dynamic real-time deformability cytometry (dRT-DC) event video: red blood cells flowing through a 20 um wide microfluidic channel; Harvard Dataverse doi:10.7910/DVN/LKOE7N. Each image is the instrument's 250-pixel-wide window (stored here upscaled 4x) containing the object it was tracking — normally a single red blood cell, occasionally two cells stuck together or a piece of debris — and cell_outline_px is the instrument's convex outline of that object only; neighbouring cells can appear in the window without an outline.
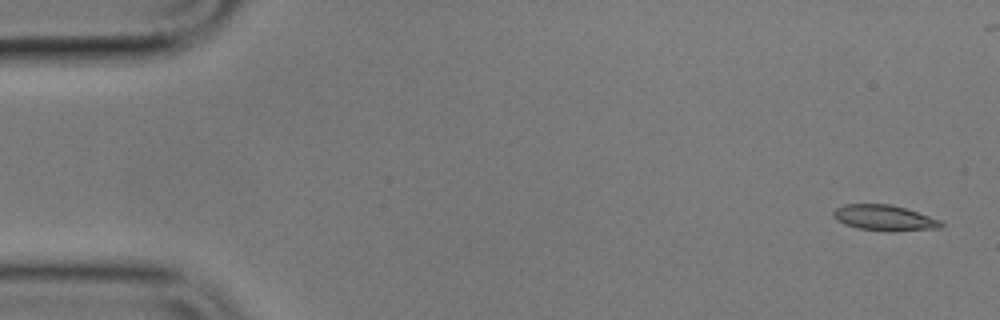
{"species": "common noctule bat (a hibernating species)", "species_latin": "Nyctalus noctula", "temperature_condition": "cold", "stored_images_in_passage": 5, "camera_frame_rate_fps": 3000, "um_per_image_px": 0.085, "animal": {"sex": "male", "body_mass_g": 17.9}, "frame": {"image": 1, "passage_image": 1, "time_ms": 0.0, "image_size_px": [1000, 320], "cell_outline_px": [[944, 224], [940, 228], [892, 232], [888, 232], [856, 228], [844, 224], [836, 220], [832, 216], [832, 212], [836, 208], [844, 204], [892, 204], [940, 220]], "centroid_in_image_um": [75.13, 18.53], "position_along_channel_um": 9.9, "area_um2": 16.24}}
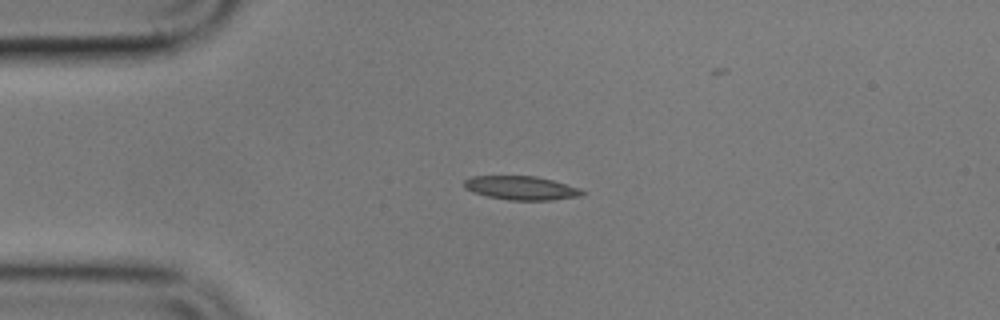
{"frame": {"image": 2, "passage_image": 4, "time_ms": 3.667, "image_size_px": [1000, 320], "cell_outline_px": [[588, 192], [580, 196], [552, 200], [508, 200], [488, 196], [472, 192], [464, 188], [464, 180], [472, 176], [536, 176], [552, 180], [580, 188]], "centroid_in_image_um": [44.31, 15.98], "position_along_channel_um": 40.7, "area_um2": 16.42}}